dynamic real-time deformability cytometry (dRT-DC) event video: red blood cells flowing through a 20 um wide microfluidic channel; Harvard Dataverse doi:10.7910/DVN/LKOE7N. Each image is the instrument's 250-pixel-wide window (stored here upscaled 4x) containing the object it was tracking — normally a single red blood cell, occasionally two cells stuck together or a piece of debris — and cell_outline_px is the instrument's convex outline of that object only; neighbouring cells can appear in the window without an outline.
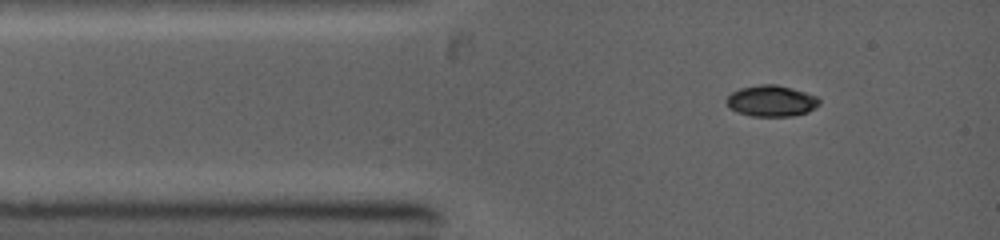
{"species": "common noctule bat (a hibernating species)", "species_latin": "Nyctalus noctula", "temperature_condition": "warm", "stored_images_in_passage": 27, "camera_frame_rate_fps": 5000, "um_per_image_px": 0.085, "animal": {"sex": "female", "body_mass_g": 19.0, "forearm_length_mm": 53.3}, "frame": {"image": 1, "passage_image": 1, "time_ms": 0.0, "image_size_px": [1000, 240], "cell_outline_px": [[820, 104], [816, 108], [808, 112], [792, 116], [752, 116], [736, 112], [728, 108], [724, 100], [732, 92], [740, 88], [760, 84], [776, 84], [792, 88], [816, 96], [820, 100]], "centroid_in_image_um": [65.54, 8.58], "position_along_channel_um": 19.5, "area_um2": 17.05}}
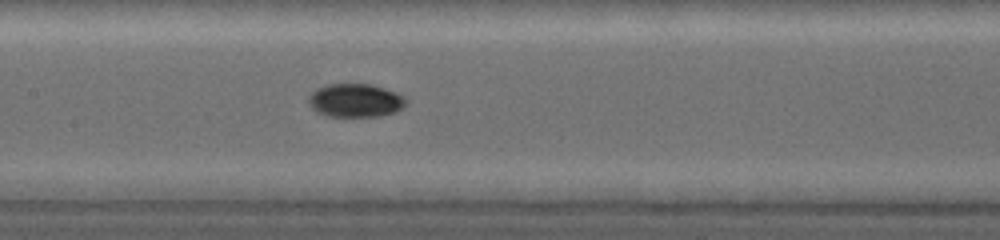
{"frame": {"image": 2, "passage_image": 9, "time_ms": 4.0, "image_size_px": [1000, 240], "cell_outline_px": [[408, 104], [396, 112], [380, 116], [328, 116], [316, 112], [308, 104], [308, 96], [316, 88], [324, 84], [372, 84], [396, 92], [404, 96], [408, 100]], "centroid_in_image_um": [30.21, 8.53], "position_along_channel_um": 177.2, "area_um2": 19.31}}
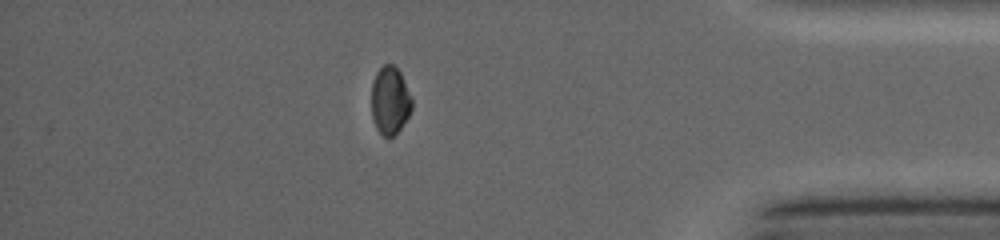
{"frame": {"image": 3, "passage_image": 21, "time_ms": 9.6, "image_size_px": [1000, 240], "cell_outline_px": [[412, 108], [408, 116], [400, 128], [392, 136], [384, 136], [376, 128], [372, 116], [372, 84], [376, 72], [384, 64], [392, 64], [400, 72], [412, 96]], "centroid_in_image_um": [33.16, 8.52], "position_along_channel_um": 402.0, "area_um2": 15.84}}